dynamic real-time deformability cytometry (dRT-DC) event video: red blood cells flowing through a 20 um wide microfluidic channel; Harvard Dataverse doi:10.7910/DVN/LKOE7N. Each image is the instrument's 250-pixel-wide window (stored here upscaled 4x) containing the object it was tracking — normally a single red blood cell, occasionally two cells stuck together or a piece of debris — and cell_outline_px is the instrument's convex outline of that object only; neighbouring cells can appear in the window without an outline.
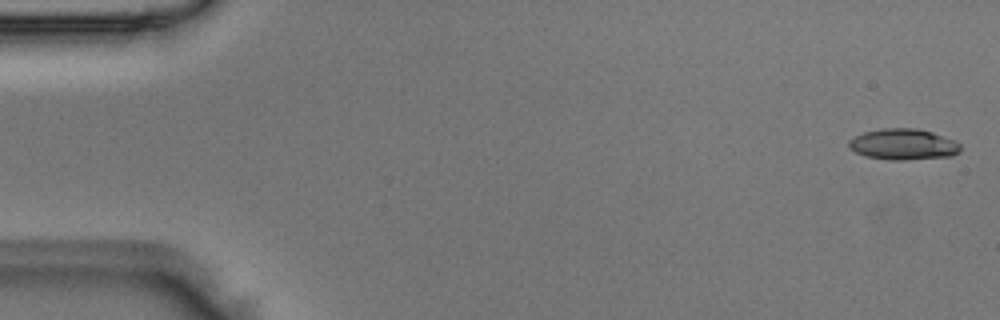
{"species": "Egyptian fruit bat (a non-hibernating species)", "species_latin": "Rousettus aegyptiacus", "temperature_condition": "room temperature", "stored_images_in_passage": 50, "camera_frame_rate_fps": 3000, "um_per_image_px": 0.085, "animal": {"sex": "male"}, "frame": {"image": 1, "passage_image": 1, "time_ms": 0.0, "image_size_px": [1000, 320], "cell_outline_px": [[960, 152], [952, 156], [904, 160], [888, 160], [864, 156], [848, 148], [848, 140], [864, 132], [884, 128], [920, 128], [944, 136], [960, 144]], "centroid_in_image_um": [76.76, 12.27], "position_along_channel_um": 8.2, "area_um2": 20.29}}
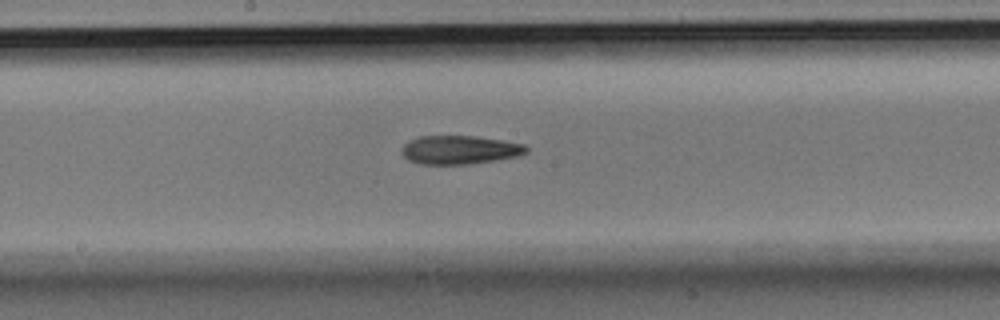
{"frame": {"image": 2, "passage_image": 26, "time_ms": 8.333, "image_size_px": [1000, 320], "cell_outline_px": [[528, 152], [516, 156], [492, 160], [464, 164], [420, 164], [408, 160], [404, 156], [404, 144], [420, 136], [476, 136], [504, 140], [524, 144], [528, 148]], "centroid_in_image_um": [39.1, 12.73], "position_along_channel_um": 209.1, "area_um2": 20.4}}
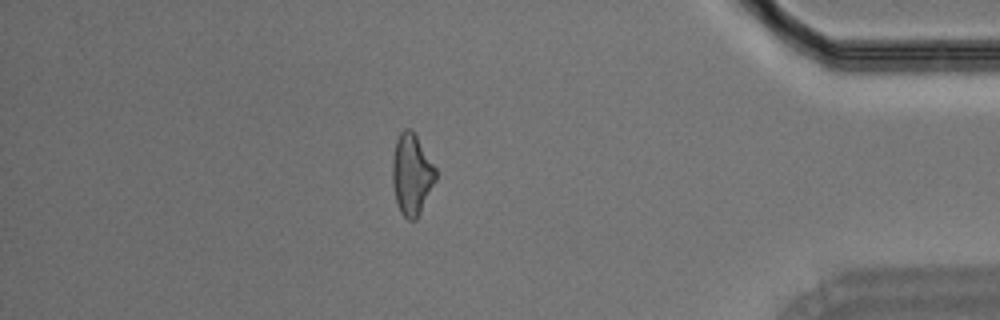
{"frame": {"image": 3, "passage_image": 43, "time_ms": 14.0, "image_size_px": [1000, 320], "cell_outline_px": [[436, 180], [416, 220], [408, 220], [400, 212], [396, 200], [392, 180], [392, 156], [396, 140], [400, 132], [404, 128], [412, 128], [436, 168]], "centroid_in_image_um": [34.98, 14.79], "position_along_channel_um": 400.2, "area_um2": 20.52}}